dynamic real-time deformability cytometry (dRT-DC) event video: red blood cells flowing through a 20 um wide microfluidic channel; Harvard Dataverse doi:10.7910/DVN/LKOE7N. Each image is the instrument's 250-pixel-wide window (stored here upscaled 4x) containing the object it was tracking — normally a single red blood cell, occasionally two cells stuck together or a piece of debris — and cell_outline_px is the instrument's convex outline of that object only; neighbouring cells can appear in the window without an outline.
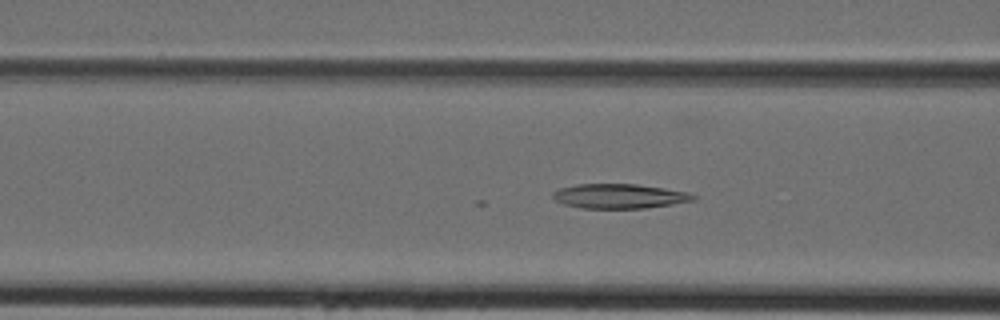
{"species": "Egyptian fruit bat (a non-hibernating species)", "species_latin": "Rousettus aegyptiacus", "temperature_condition": "cold", "stored_images_in_passage": 30, "camera_frame_rate_fps": 3000, "um_per_image_px": 0.085, "animal": {"sex": "female"}, "frame": {"image": 1, "passage_image": 4, "time_ms": 1.0, "image_size_px": [1000, 320], "cell_outline_px": [[696, 200], [648, 208], [580, 208], [564, 204], [556, 200], [552, 196], [552, 192], [560, 188], [576, 184], [636, 184], [664, 188], [688, 192], [696, 196]], "centroid_in_image_um": [52.65, 16.67], "position_along_channel_um": 114.0, "area_um2": 20.11}}
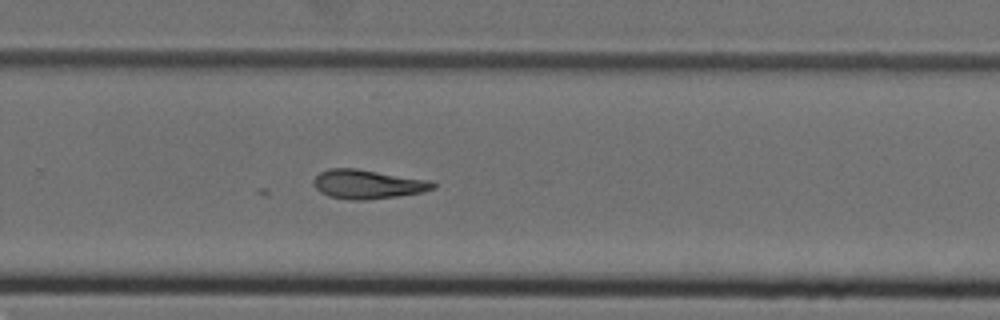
{"frame": {"image": 2, "passage_image": 16, "time_ms": 5.0, "image_size_px": [1000, 320], "cell_outline_px": [[436, 188], [420, 192], [396, 196], [368, 200], [348, 200], [328, 196], [320, 192], [312, 184], [312, 180], [320, 172], [328, 168], [356, 168], [436, 180]], "centroid_in_image_um": [31.28, 15.65], "position_along_channel_um": 298.5, "area_um2": 20.69}}
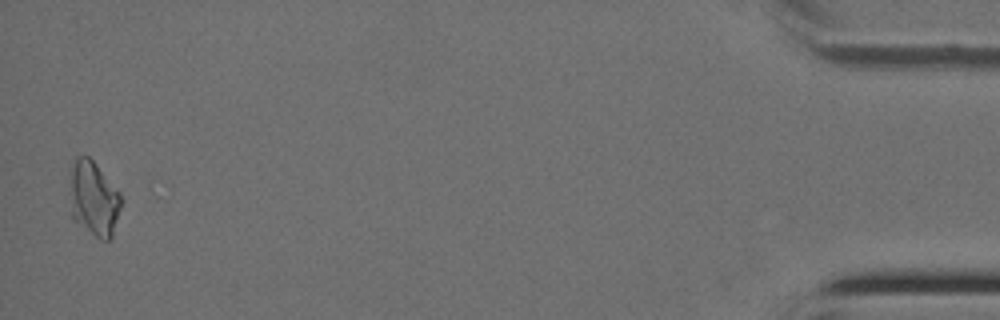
{"frame": {"image": 3, "passage_image": 30, "time_ms": 9.667, "image_size_px": [1000, 320], "cell_outline_px": [[120, 208], [112, 236], [108, 240], [100, 240], [72, 220], [72, 168], [76, 156], [88, 156], [96, 164], [120, 192]], "centroid_in_image_um": [7.99, 16.92], "position_along_channel_um": 427.2, "area_um2": 21.79}}